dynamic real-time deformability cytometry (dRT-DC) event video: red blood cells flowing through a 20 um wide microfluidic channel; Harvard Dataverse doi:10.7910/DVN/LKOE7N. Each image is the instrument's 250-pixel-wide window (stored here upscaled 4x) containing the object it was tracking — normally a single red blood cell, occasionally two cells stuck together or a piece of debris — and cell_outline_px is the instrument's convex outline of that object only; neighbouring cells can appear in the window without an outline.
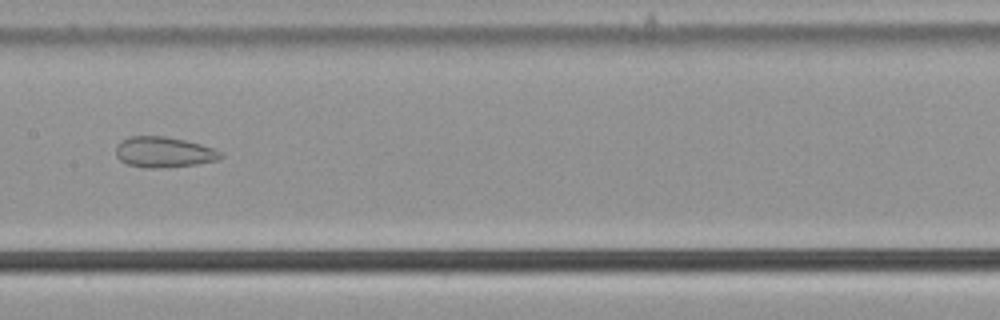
{"species": "common noctule bat (a hibernating species)", "species_latin": "Nyctalus noctula", "temperature_condition": "cold", "stored_images_in_passage": 54, "camera_frame_rate_fps": 3000, "um_per_image_px": 0.085, "animal": {"sex": "male", "body_mass_g": 21.5, "forearm_length_mm": 52.0}, "frame": {"image": 1, "passage_image": 28, "time_ms": 9.0, "image_size_px": [1000, 320], "cell_outline_px": [[224, 156], [220, 160], [196, 164], [156, 168], [144, 168], [128, 164], [120, 160], [116, 156], [116, 144], [120, 140], [128, 136], [164, 136], [184, 140], [200, 144], [212, 148], [220, 152]], "centroid_in_image_um": [13.89, 12.93], "position_along_channel_um": 193.5, "area_um2": 18.73}}
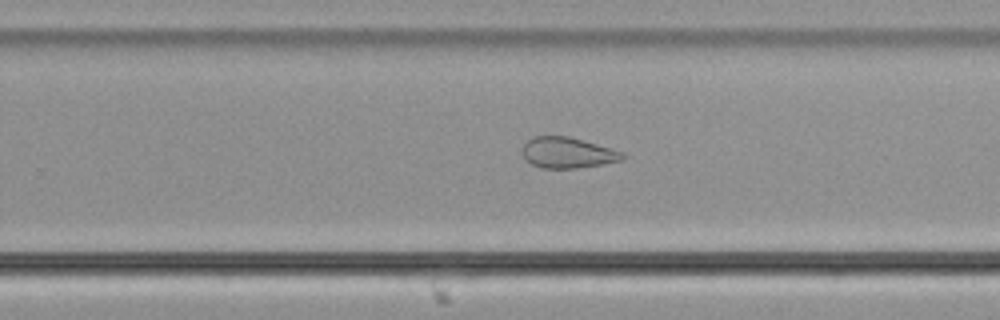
{"frame": {"image": 2, "passage_image": 35, "time_ms": 11.333, "image_size_px": [1000, 320], "cell_outline_px": [[628, 156], [624, 160], [576, 168], [544, 168], [532, 164], [524, 160], [524, 144], [532, 136], [568, 136], [624, 152]], "centroid_in_image_um": [48.27, 12.98], "position_along_channel_um": 281.5, "area_um2": 17.86}}
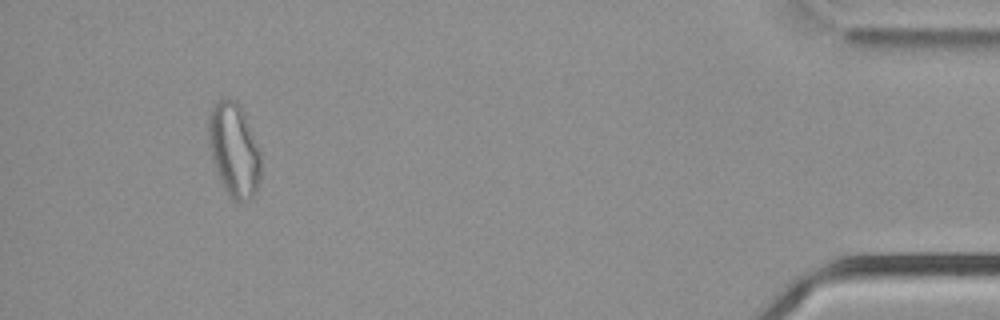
{"frame": {"image": 3, "passage_image": 51, "time_ms": 16.667, "image_size_px": [1000, 320], "cell_outline_px": [[260, 176], [256, 192], [248, 200], [236, 200], [228, 196], [220, 180], [212, 160], [208, 140], [208, 116], [216, 100], [224, 96], [236, 100], [240, 104], [244, 112], [260, 152]], "centroid_in_image_um": [19.87, 12.68], "position_along_channel_um": 415.3, "area_um2": 28.73}}